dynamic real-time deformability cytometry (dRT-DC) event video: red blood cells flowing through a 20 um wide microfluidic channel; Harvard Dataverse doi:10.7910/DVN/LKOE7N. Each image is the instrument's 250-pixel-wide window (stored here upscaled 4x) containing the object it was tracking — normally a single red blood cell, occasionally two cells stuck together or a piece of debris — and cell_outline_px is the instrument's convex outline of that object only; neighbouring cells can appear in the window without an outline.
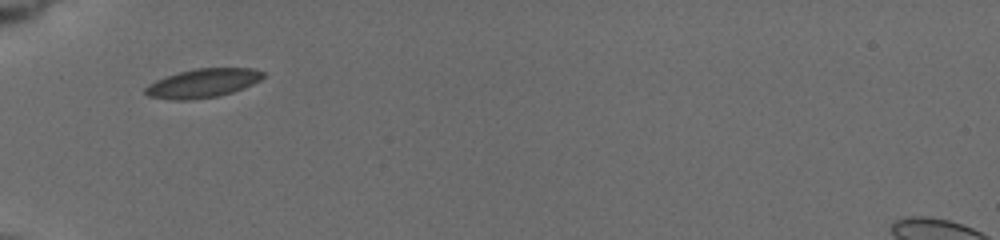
{"species": "common noctule bat (a hibernating species)", "species_latin": "Nyctalus noctula", "temperature_condition": "cold", "stored_images_in_passage": 8, "camera_frame_rate_fps": 3000, "um_per_image_px": 0.085, "animal": {"sex": "female", "body_mass_g": 19.5, "forearm_length_mm": 54.1}, "frame": {"image": 1, "passage_image": 1, "time_ms": 0.0, "image_size_px": [1000, 240], "cell_outline_px": [[264, 76], [260, 80], [244, 88], [232, 92], [216, 96], [188, 100], [176, 100], [148, 96], [144, 92], [144, 88], [148, 84], [156, 80], [180, 72], [196, 68], [252, 68], [264, 72]], "centroid_in_image_um": [17.24, 7.07], "position_along_channel_um": 67.8, "area_um2": 19.59}}
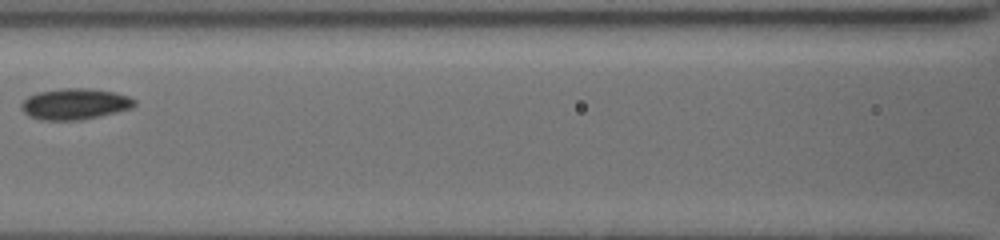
{"frame": {"image": 2, "passage_image": 5, "time_ms": 2.667, "image_size_px": [1000, 240], "cell_outline_px": [[136, 104], [132, 108], [116, 112], [76, 120], [44, 120], [32, 116], [24, 112], [20, 108], [20, 104], [28, 96], [36, 92], [60, 88], [92, 88], [116, 92], [128, 96], [136, 100]], "centroid_in_image_um": [6.37, 8.81], "position_along_channel_um": 160.2, "area_um2": 20.46}}
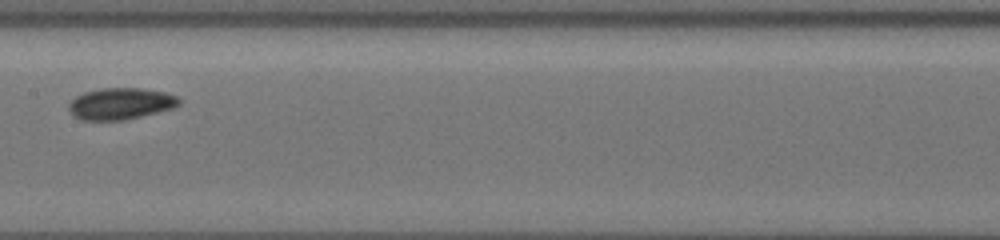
{"frame": {"image": 3, "passage_image": 7, "time_ms": 3.667, "image_size_px": [1000, 240], "cell_outline_px": [[180, 104], [176, 108], [124, 120], [80, 120], [72, 116], [68, 108], [68, 104], [76, 96], [84, 92], [100, 88], [140, 88], [164, 92], [176, 96], [180, 100]], "centroid_in_image_um": [10.24, 8.82], "position_along_channel_um": 197.2, "area_um2": 20.46}}